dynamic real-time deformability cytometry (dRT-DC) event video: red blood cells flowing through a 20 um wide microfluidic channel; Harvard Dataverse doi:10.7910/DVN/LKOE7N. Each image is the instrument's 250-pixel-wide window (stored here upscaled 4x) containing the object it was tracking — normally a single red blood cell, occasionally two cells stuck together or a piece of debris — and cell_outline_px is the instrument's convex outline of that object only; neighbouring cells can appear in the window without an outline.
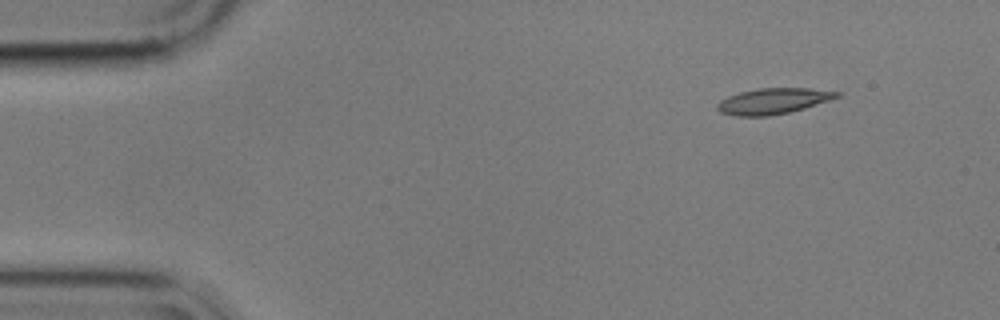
{"species": "common noctule bat (a hibernating species)", "species_latin": "Nyctalus noctula", "temperature_condition": "cold", "stored_images_in_passage": 51, "camera_frame_rate_fps": 3000, "um_per_image_px": 0.085, "animal": {"sex": "male", "body_mass_g": 17.9}, "frame": {"image": 1, "passage_image": 1, "time_ms": 0.0, "image_size_px": [1000, 320], "cell_outline_px": [[840, 96], [804, 108], [788, 112], [768, 116], [736, 116], [720, 112], [716, 108], [716, 104], [720, 100], [728, 96], [740, 92], [760, 88], [808, 88], [840, 92]], "centroid_in_image_um": [65.67, 8.59], "position_along_channel_um": 19.3, "area_um2": 17.8}}
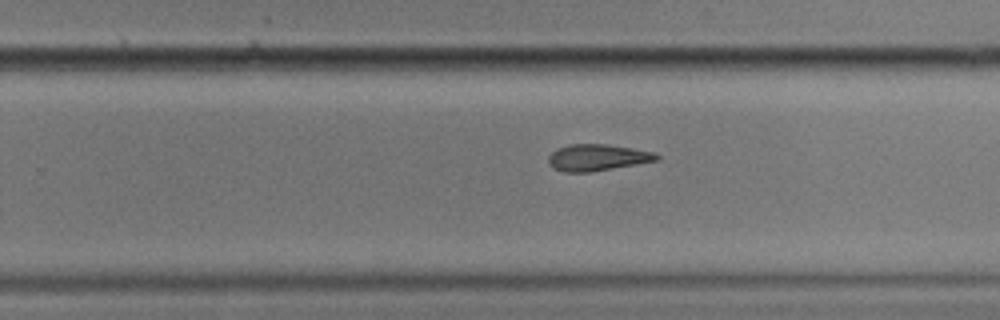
{"frame": {"image": 2, "passage_image": 30, "time_ms": 9.667, "image_size_px": [1000, 320], "cell_outline_px": [[660, 160], [588, 172], [564, 172], [552, 168], [548, 164], [548, 156], [556, 148], [568, 144], [608, 144], [632, 148], [652, 152], [660, 156]], "centroid_in_image_um": [50.73, 13.38], "position_along_channel_um": 279.1, "area_um2": 16.76}}
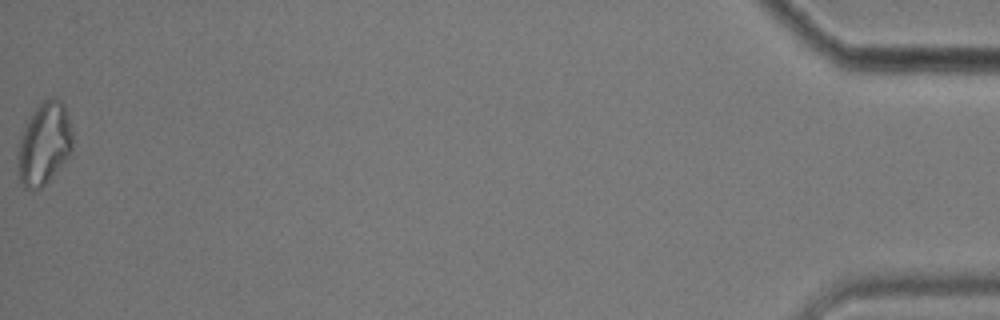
{"frame": {"image": 3, "passage_image": 51, "time_ms": 16.667, "image_size_px": [1000, 320], "cell_outline_px": [[72, 152], [52, 176], [40, 188], [32, 192], [24, 188], [20, 180], [16, 164], [16, 152], [20, 140], [28, 120], [36, 108], [44, 100], [56, 96], [64, 104], [68, 116], [72, 132]], "centroid_in_image_um": [3.74, 12.25], "position_along_channel_um": 431.5, "area_um2": 26.36}, "authors_computed_cell_mechanics": {"area_um2": 17.8024, "velocity_mm_per_s": 3.5679, "shape_relaxation_time_tau1_ms": null, "shape_relaxation_time_tau2_ms": 4.4172, "deformation_change_tau1": null, "deformation_change_tau2": 0.1342}}